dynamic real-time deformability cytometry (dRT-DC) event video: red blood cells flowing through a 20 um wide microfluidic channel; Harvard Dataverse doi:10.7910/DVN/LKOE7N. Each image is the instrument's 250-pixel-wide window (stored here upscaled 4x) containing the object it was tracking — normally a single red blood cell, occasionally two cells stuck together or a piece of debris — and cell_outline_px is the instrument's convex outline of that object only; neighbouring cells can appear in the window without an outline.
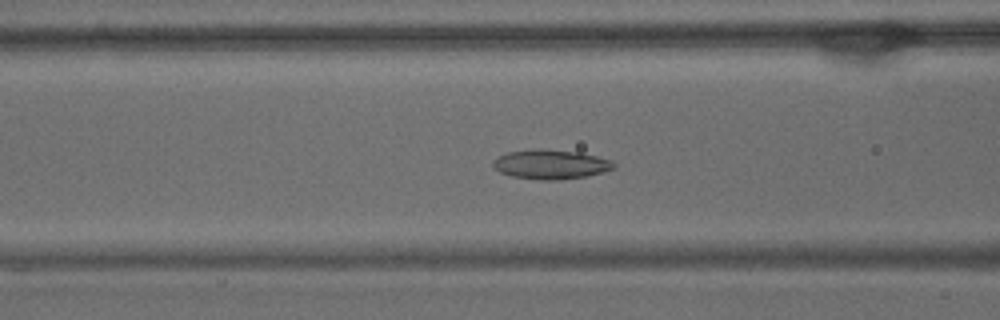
{"species": "common noctule bat (a hibernating species)", "species_latin": "Nyctalus noctula", "temperature_condition": "warm", "stored_images_in_passage": 56, "camera_frame_rate_fps": 3000, "um_per_image_px": 0.085, "animal": {"sex": "male", "body_mass_g": 15.6}, "frame": {"image": 1, "passage_image": 22, "time_ms": 7.0, "image_size_px": [1000, 320], "cell_outline_px": [[616, 168], [604, 172], [588, 176], [552, 180], [540, 180], [512, 176], [500, 172], [492, 164], [492, 160], [508, 152], [532, 148], [540, 148], [576, 152], [596, 156], [612, 160], [616, 164]], "centroid_in_image_um": [46.83, 13.96], "position_along_channel_um": 119.8, "area_um2": 20.75}}
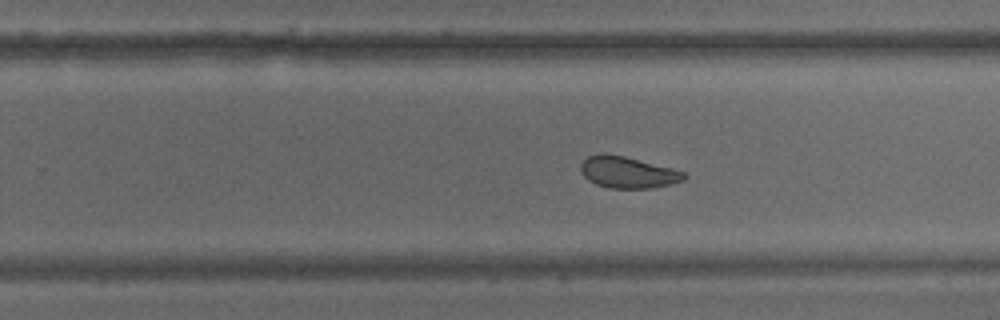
{"frame": {"image": 2, "passage_image": 35, "time_ms": 11.333, "image_size_px": [1000, 320], "cell_outline_px": [[688, 176], [684, 180], [652, 188], [608, 188], [596, 184], [588, 180], [580, 172], [580, 164], [588, 156], [624, 156], [672, 168], [684, 172]], "centroid_in_image_um": [53.38, 14.68], "position_along_channel_um": 276.4, "area_um2": 18.5}}
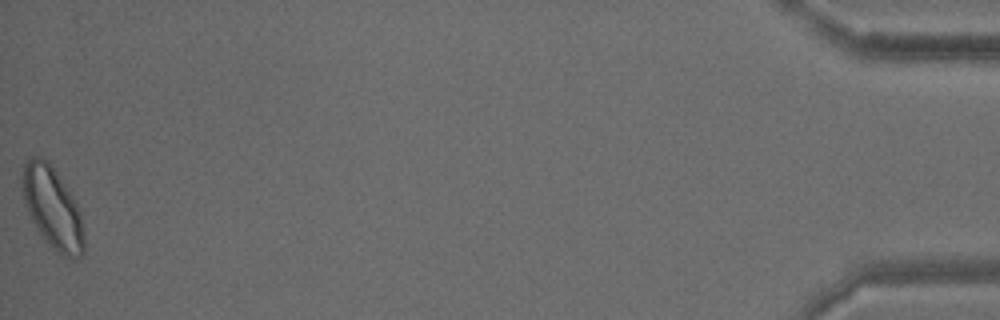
{"frame": {"image": 3, "passage_image": 56, "time_ms": 18.333, "image_size_px": [1000, 320], "cell_outline_px": [[84, 252], [80, 256], [72, 260], [56, 252], [48, 244], [36, 228], [28, 212], [24, 200], [20, 184], [24, 160], [32, 156], [40, 156], [48, 160], [56, 168], [76, 204], [80, 212], [84, 232]], "centroid_in_image_um": [4.44, 17.63], "position_along_channel_um": 430.8, "area_um2": 29.82}, "authors_computed_cell_mechanics": {"area_um2": 21.5883, "velocity_mm_per_s": 3.6156, "shape_relaxation_time_tau1_ms": 5.9871, "shape_relaxation_time_tau2_ms": 1.8256, "deformation_change_tau1": 0.133, "deformation_change_tau2": 0.0674}}